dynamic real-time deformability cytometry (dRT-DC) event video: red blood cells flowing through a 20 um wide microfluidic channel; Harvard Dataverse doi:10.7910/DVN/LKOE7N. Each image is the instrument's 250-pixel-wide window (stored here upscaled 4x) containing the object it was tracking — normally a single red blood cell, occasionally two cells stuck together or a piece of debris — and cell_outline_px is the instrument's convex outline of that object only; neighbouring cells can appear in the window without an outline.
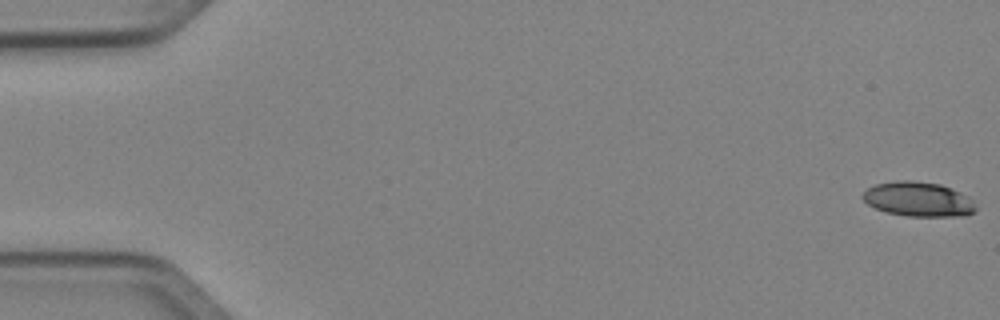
{"species": "Egyptian fruit bat (a non-hibernating species)", "species_latin": "Rousettus aegyptiacus", "temperature_condition": "cold", "stored_images_in_passage": 51, "camera_frame_rate_fps": 3000, "um_per_image_px": 0.085, "animal": {"sex": "female"}, "frame": {"image": 1, "passage_image": 1, "time_ms": 0.0, "image_size_px": [1000, 320], "cell_outline_px": [[976, 212], [968, 216], [908, 216], [884, 212], [868, 204], [860, 196], [868, 188], [876, 184], [896, 180], [912, 180], [940, 184], [952, 188], [968, 196], [972, 200], [976, 208]], "centroid_in_image_um": [78.07, 16.93], "position_along_channel_um": 6.9, "area_um2": 23.0}}
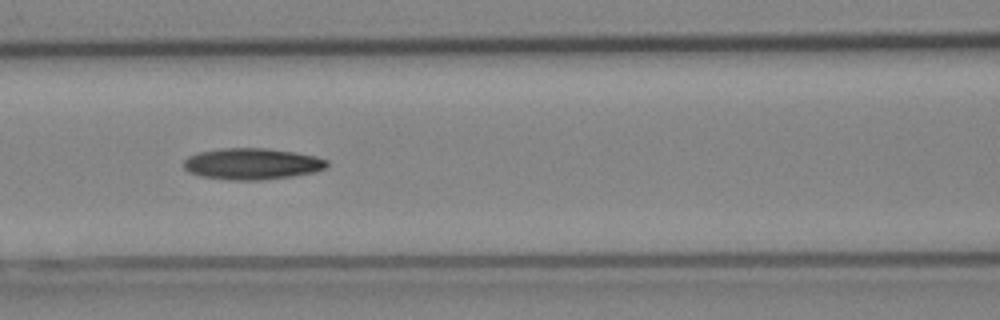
{"frame": {"image": 2, "passage_image": 23, "time_ms": 7.333, "image_size_px": [1000, 320], "cell_outline_px": [[328, 168], [312, 172], [292, 176], [260, 180], [232, 180], [200, 176], [188, 172], [184, 168], [184, 160], [188, 156], [200, 152], [220, 148], [268, 148], [296, 152], [316, 156], [328, 160]], "centroid_in_image_um": [21.44, 13.92], "position_along_channel_um": 145.2, "area_um2": 26.3}}
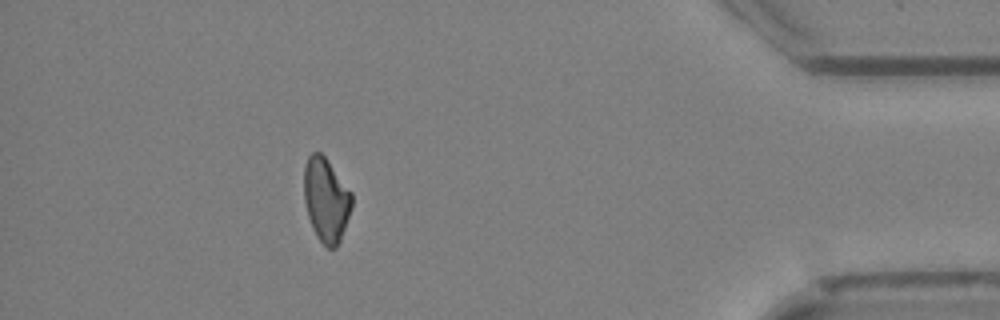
{"frame": {"image": 3, "passage_image": 46, "time_ms": 15.0, "image_size_px": [1000, 320], "cell_outline_px": [[352, 208], [340, 240], [336, 248], [328, 248], [316, 236], [312, 228], [308, 216], [304, 200], [304, 164], [308, 156], [312, 152], [320, 152], [328, 160], [352, 192]], "centroid_in_image_um": [27.71, 16.96], "position_along_channel_um": 407.5, "area_um2": 23.52}, "authors_computed_cell_mechanics": {"area_um2": 24.276, "velocity_mm_per_s": 4.061, "shape_relaxation_time_tau1_ms": 8.9259, "shape_relaxation_time_tau2_ms": null, "deformation_change_tau1": 0.1715, "deformation_change_tau2": null}}